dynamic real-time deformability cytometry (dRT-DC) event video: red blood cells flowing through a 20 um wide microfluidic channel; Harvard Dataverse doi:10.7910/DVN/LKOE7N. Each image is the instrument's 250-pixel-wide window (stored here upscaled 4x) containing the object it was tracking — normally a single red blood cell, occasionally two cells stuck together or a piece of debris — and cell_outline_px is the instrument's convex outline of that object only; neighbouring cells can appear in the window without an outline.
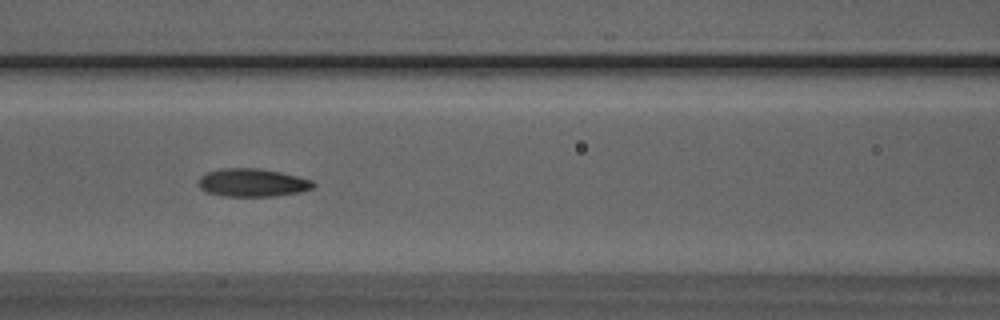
{"species": "Egyptian fruit bat (a non-hibernating species)", "species_latin": "Rousettus aegyptiacus", "temperature_condition": "room temperature", "stored_images_in_passage": 51, "segment_of_instrument_passage": [1, 2], "camera_frame_rate_fps": 3000, "um_per_image_px": 0.085, "animal": {"sex": "male"}, "frame": {"image": 1, "passage_image": 21, "time_ms": 6.667, "image_size_px": [1000, 320], "cell_outline_px": [[316, 184], [312, 188], [300, 192], [276, 196], [224, 196], [208, 192], [200, 188], [196, 184], [200, 176], [208, 172], [224, 168], [260, 168], [280, 172], [312, 180]], "centroid_in_image_um": [21.44, 15.52], "position_along_channel_um": 145.2, "area_um2": 18.79}}
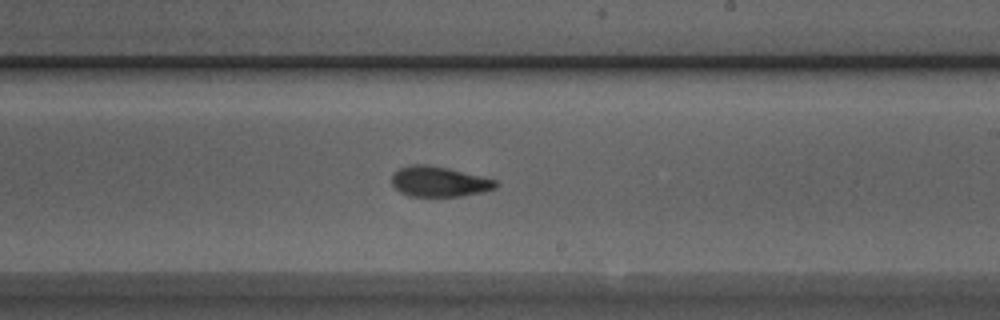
{"frame": {"image": 2, "passage_image": 29, "time_ms": 9.333, "image_size_px": [1000, 320], "cell_outline_px": [[500, 184], [496, 188], [480, 192], [460, 196], [408, 196], [400, 192], [392, 184], [392, 172], [400, 168], [412, 164], [428, 164], [448, 168], [496, 180]], "centroid_in_image_um": [37.3, 15.43], "position_along_channel_um": 251.7, "area_um2": 18.32}}
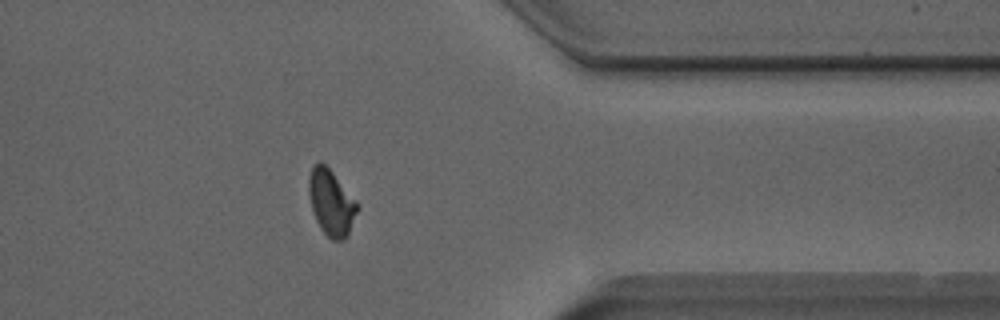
{"frame": {"image": 3, "passage_image": 40, "time_ms": 13.0, "image_size_px": [1000, 320], "cell_outline_px": [[360, 208], [348, 236], [344, 240], [332, 240], [320, 228], [312, 212], [308, 192], [308, 176], [312, 168], [320, 160], [332, 172], [360, 204]], "centroid_in_image_um": [28.17, 17.25], "position_along_channel_um": 383.2, "area_um2": 18.9}}